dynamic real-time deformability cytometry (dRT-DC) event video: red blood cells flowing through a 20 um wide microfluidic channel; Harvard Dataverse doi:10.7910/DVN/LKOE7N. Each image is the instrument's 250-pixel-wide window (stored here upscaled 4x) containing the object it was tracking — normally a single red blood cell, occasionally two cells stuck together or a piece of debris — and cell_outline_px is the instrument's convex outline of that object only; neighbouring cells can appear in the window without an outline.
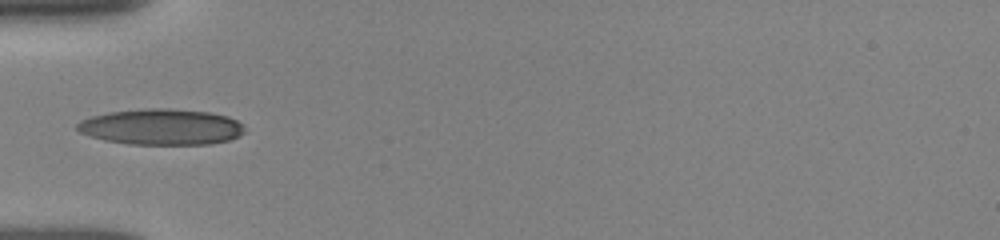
{"species": "human", "species_latin": "Homo sapiens", "temperature_condition": "room temperature", "stored_images_in_passage": 22, "camera_frame_rate_fps": 3000, "um_per_image_px": 0.085, "donor": {"sex": "female"}, "frame": {"image": 1, "passage_image": 1, "time_ms": 0.0, "image_size_px": [1000, 240], "cell_outline_px": [[244, 132], [228, 140], [208, 144], [128, 144], [104, 140], [80, 132], [76, 128], [76, 124], [80, 120], [92, 116], [108, 112], [144, 108], [168, 108], [208, 112], [228, 116], [236, 120], [244, 128]], "centroid_in_image_um": [13.68, 10.78], "position_along_channel_um": 71.3, "area_um2": 34.91}}
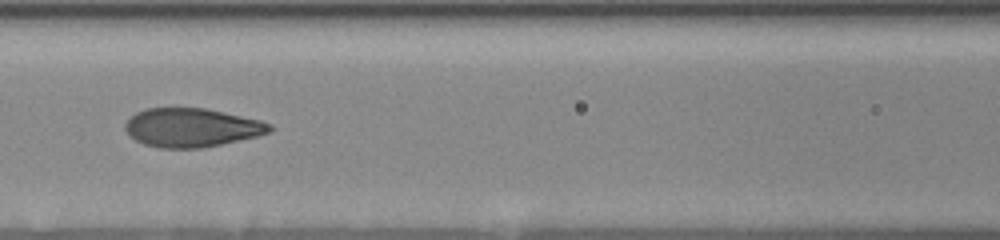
{"frame": {"image": 2, "passage_image": 11, "time_ms": 2.0, "image_size_px": [1000, 240], "cell_outline_px": [[276, 128], [268, 132], [256, 136], [204, 148], [160, 148], [144, 144], [136, 140], [124, 128], [124, 124], [136, 112], [144, 108], [204, 108], [260, 120], [272, 124]], "centroid_in_image_um": [16.29, 10.84], "position_along_channel_um": 150.3, "area_um2": 32.48}}
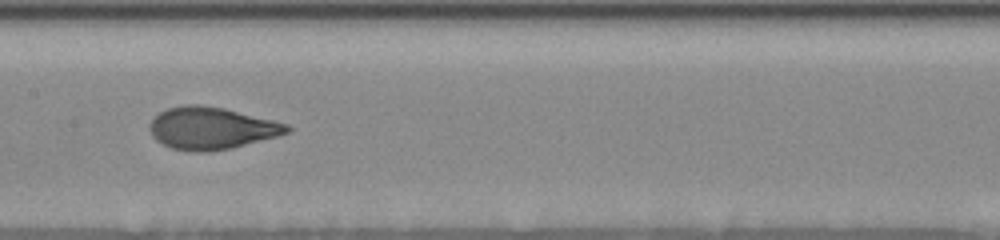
{"frame": {"image": 3, "passage_image": 18, "time_ms": 3.0, "image_size_px": [1000, 240], "cell_outline_px": [[292, 128], [288, 132], [276, 136], [228, 148], [208, 152], [196, 152], [172, 148], [156, 140], [152, 136], [148, 128], [148, 124], [152, 116], [168, 108], [184, 104], [200, 104], [224, 108], [288, 124]], "centroid_in_image_um": [17.9, 10.88], "position_along_channel_um": 189.5, "area_um2": 33.58}}